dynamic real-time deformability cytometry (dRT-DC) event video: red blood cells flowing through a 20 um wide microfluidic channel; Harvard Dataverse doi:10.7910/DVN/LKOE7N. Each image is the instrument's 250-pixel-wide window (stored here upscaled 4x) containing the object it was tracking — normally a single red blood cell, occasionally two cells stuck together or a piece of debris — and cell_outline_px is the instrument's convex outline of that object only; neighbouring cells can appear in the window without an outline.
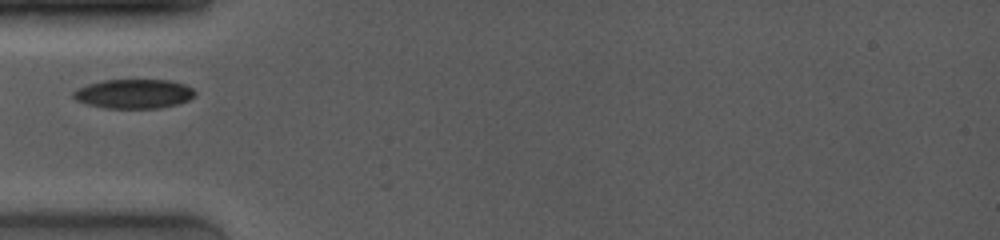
{"species": "common noctule bat (a hibernating species)", "species_latin": "Nyctalus noctula", "temperature_condition": "room temperature", "stored_images_in_passage": 5, "camera_frame_rate_fps": 4000, "um_per_image_px": 0.085, "animal": {"sex": "female", "body_mass_g": 19.0, "forearm_length_mm": 53.3}, "frame": {"image": 1, "passage_image": 1, "time_ms": 0.0, "image_size_px": [1000, 240], "cell_outline_px": [[196, 96], [188, 100], [176, 104], [160, 108], [104, 108], [84, 104], [76, 100], [72, 96], [72, 92], [88, 84], [104, 80], [168, 80], [184, 84], [192, 88], [196, 92]], "centroid_in_image_um": [11.37, 7.98], "position_along_channel_um": 73.6, "area_um2": 20.81}}
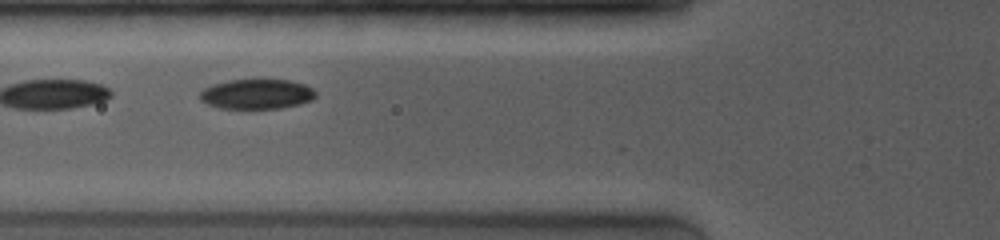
{"frame": {"image": 2, "passage_image": 3, "time_ms": 0.75, "image_size_px": [1000, 240], "cell_outline_px": [[316, 96], [312, 100], [300, 104], [280, 108], [220, 108], [208, 104], [200, 100], [200, 92], [204, 88], [212, 84], [228, 80], [288, 80], [304, 84], [312, 88], [316, 92]], "centroid_in_image_um": [21.82, 7.99], "position_along_channel_um": 104.0, "area_um2": 20.11}}